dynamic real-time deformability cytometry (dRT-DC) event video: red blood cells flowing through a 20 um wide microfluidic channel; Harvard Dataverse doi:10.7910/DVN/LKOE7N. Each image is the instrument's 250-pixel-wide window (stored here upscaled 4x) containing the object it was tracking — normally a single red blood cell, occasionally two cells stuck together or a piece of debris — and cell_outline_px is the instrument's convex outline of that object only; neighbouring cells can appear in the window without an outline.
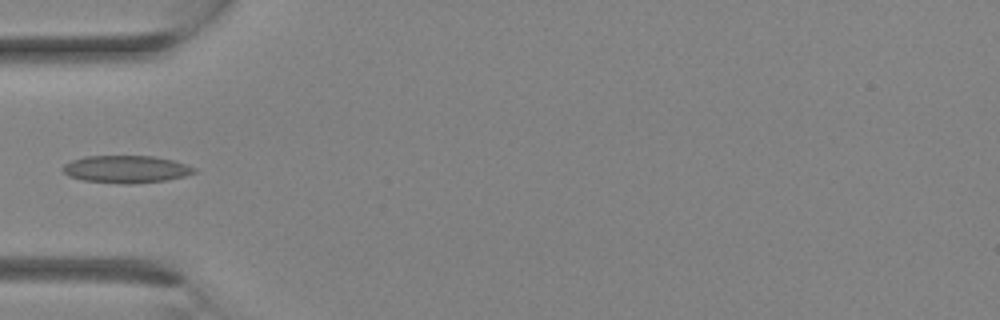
{"species": "Egyptian fruit bat (a non-hibernating species)", "species_latin": "Rousettus aegyptiacus", "temperature_condition": "room temperature", "stored_images_in_passage": 10, "camera_frame_rate_fps": 3000, "um_per_image_px": 0.085, "animal": {"sex": "female"}, "frame": {"image": 1, "passage_image": 9, "time_ms": 2.667, "image_size_px": [1000, 320], "cell_outline_px": [[196, 172], [184, 176], [164, 180], [132, 184], [120, 184], [84, 180], [68, 176], [60, 168], [64, 164], [72, 160], [84, 156], [152, 156], [172, 160], [196, 168]], "centroid_in_image_um": [10.67, 14.38], "position_along_channel_um": 74.3, "area_um2": 20.92}}